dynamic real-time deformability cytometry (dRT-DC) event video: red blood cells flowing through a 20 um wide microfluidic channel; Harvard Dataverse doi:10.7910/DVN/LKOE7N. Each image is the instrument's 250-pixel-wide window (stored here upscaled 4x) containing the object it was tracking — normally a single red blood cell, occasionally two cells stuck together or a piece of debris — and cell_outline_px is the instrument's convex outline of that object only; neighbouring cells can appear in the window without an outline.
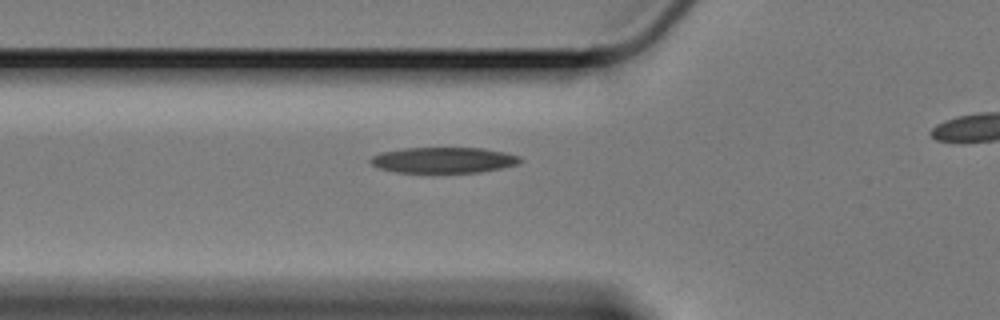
{"species": "Egyptian fruit bat (a non-hibernating species)", "species_latin": "Rousettus aegyptiacus", "temperature_condition": "cold", "stored_images_in_passage": 33, "camera_frame_rate_fps": 3000, "um_per_image_px": 0.085, "animal": {"sex": "female"}, "frame": {"image": 1, "passage_image": 2, "time_ms": 0.333, "image_size_px": [1000, 320], "cell_outline_px": [[524, 160], [520, 164], [480, 172], [396, 172], [380, 168], [372, 164], [368, 160], [372, 156], [380, 152], [404, 148], [484, 148], [504, 152], [520, 156]], "centroid_in_image_um": [37.73, 13.6], "position_along_channel_um": 88.1, "area_um2": 22.48}}
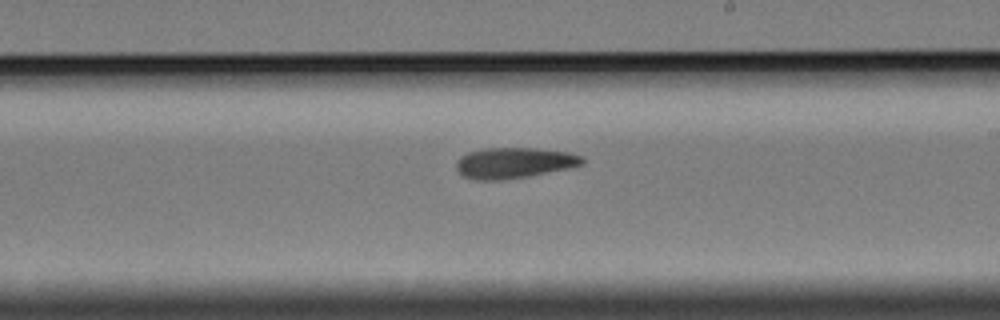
{"frame": {"image": 2, "passage_image": 16, "time_ms": 5.0, "image_size_px": [1000, 320], "cell_outline_px": [[584, 164], [528, 176], [504, 180], [472, 180], [464, 176], [456, 168], [456, 160], [460, 156], [468, 152], [484, 148], [536, 148], [568, 152], [584, 156]], "centroid_in_image_um": [43.66, 13.84], "position_along_channel_um": 245.3, "area_um2": 22.6}}
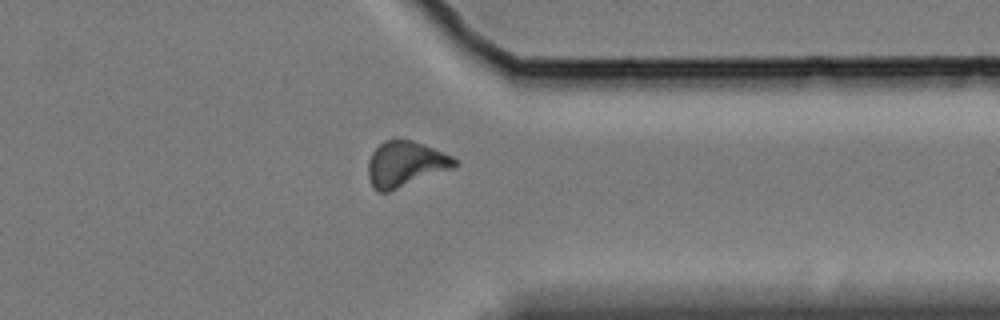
{"frame": {"image": 3, "passage_image": 28, "time_ms": 9.0, "image_size_px": [1000, 320], "cell_outline_px": [[456, 164], [452, 168], [388, 192], [380, 192], [372, 184], [368, 176], [368, 160], [372, 152], [384, 140], [396, 136], [412, 140], [424, 144], [452, 156], [456, 160]], "centroid_in_image_um": [34.42, 13.89], "position_along_channel_um": 377.0, "area_um2": 22.89}}